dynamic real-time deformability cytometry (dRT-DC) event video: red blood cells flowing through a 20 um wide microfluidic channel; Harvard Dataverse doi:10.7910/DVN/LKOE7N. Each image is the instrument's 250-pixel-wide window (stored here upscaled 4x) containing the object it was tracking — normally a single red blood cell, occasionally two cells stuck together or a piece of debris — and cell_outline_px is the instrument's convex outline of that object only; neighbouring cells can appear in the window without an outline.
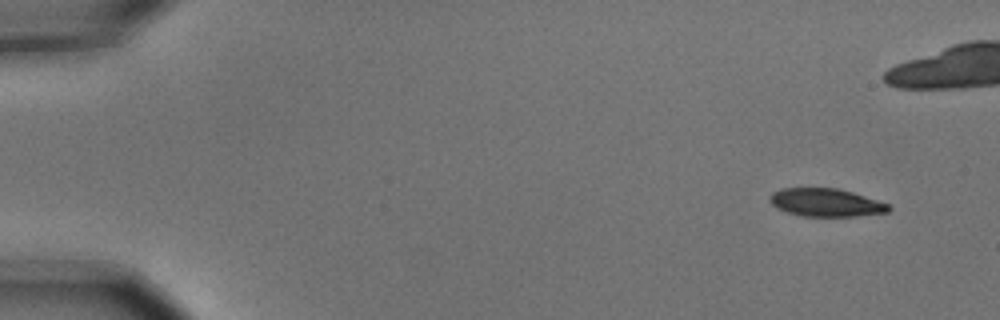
{"species": "common noctule bat (a hibernating species)", "species_latin": "Nyctalus noctula", "temperature_condition": "cold", "stored_images_in_passage": 7, "camera_frame_rate_fps": 3000, "um_per_image_px": 0.085, "animal": {"sex": "male", "body_mass_g": 15.6}, "frame": {"image": 1, "passage_image": 1, "time_ms": 0.0, "image_size_px": [1000, 320], "cell_outline_px": [[892, 208], [888, 212], [856, 216], [800, 216], [776, 208], [768, 200], [768, 196], [772, 192], [780, 188], [836, 188], [852, 192], [888, 204]], "centroid_in_image_um": [70.15, 17.21], "position_along_channel_um": 14.9, "area_um2": 19.42}}
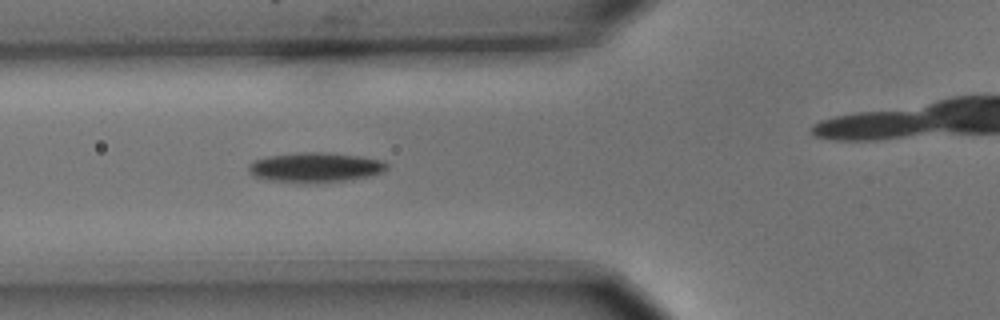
{"frame": {"image": 2, "passage_image": 6, "time_ms": 1.667, "image_size_px": [1000, 320], "cell_outline_px": [[388, 168], [384, 172], [372, 176], [344, 180], [268, 180], [256, 176], [248, 172], [248, 164], [252, 160], [268, 156], [300, 152], [332, 152], [360, 156], [380, 160], [388, 164]], "centroid_in_image_um": [26.83, 14.17], "position_along_channel_um": 99.0, "area_um2": 23.29}}